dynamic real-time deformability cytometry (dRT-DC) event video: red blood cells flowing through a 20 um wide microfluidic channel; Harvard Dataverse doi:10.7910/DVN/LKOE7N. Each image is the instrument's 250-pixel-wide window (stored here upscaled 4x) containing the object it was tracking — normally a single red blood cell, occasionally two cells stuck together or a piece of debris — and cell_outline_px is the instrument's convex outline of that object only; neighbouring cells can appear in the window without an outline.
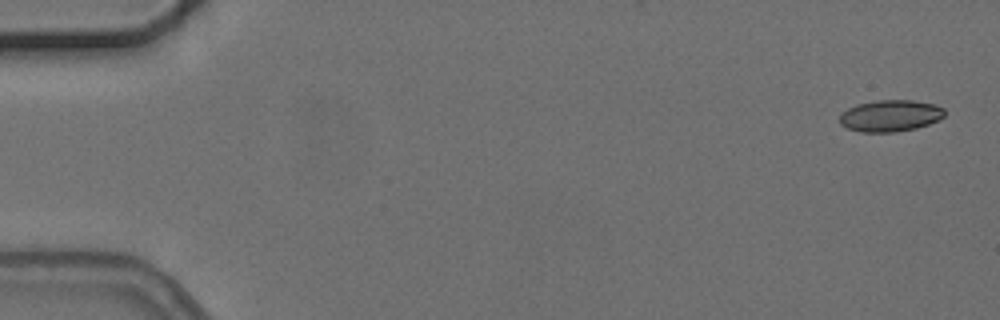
{"species": "common noctule bat (a hibernating species)", "species_latin": "Nyctalus noctula", "temperature_condition": "cold", "stored_images_in_passage": 6, "camera_frame_rate_fps": 3000, "um_per_image_px": 0.085, "animal": {"sex": "female", "body_mass_g": 24.6, "forearm_length_mm": 56.2}, "frame": {"image": 1, "passage_image": 1, "time_ms": 0.0, "image_size_px": [1000, 320], "cell_outline_px": [[944, 116], [928, 124], [916, 128], [896, 132], [860, 132], [848, 128], [840, 124], [840, 116], [848, 108], [856, 104], [876, 100], [912, 100], [936, 104], [944, 108]], "centroid_in_image_um": [75.68, 9.83], "position_along_channel_um": 9.3, "area_um2": 19.31}}
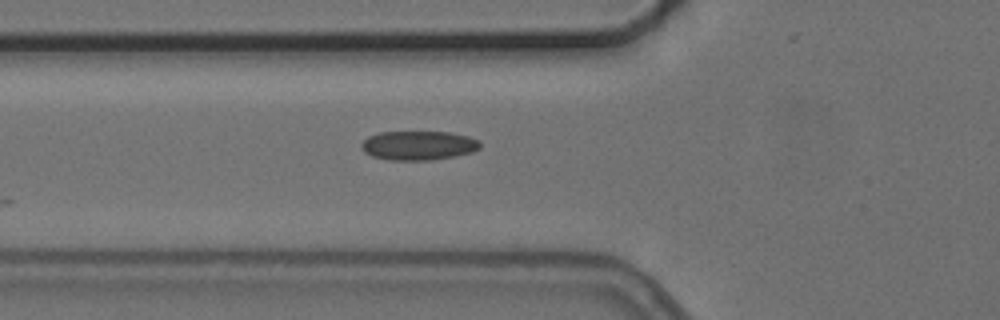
{"frame": {"image": 2, "passage_image": 6, "time_ms": 6.0, "image_size_px": [1000, 320], "cell_outline_px": [[480, 148], [472, 152], [456, 156], [432, 160], [388, 160], [372, 156], [364, 152], [360, 148], [360, 144], [368, 136], [380, 132], [448, 132], [468, 136], [480, 140]], "centroid_in_image_um": [35.56, 12.37], "position_along_channel_um": 90.2, "area_um2": 20.35}}